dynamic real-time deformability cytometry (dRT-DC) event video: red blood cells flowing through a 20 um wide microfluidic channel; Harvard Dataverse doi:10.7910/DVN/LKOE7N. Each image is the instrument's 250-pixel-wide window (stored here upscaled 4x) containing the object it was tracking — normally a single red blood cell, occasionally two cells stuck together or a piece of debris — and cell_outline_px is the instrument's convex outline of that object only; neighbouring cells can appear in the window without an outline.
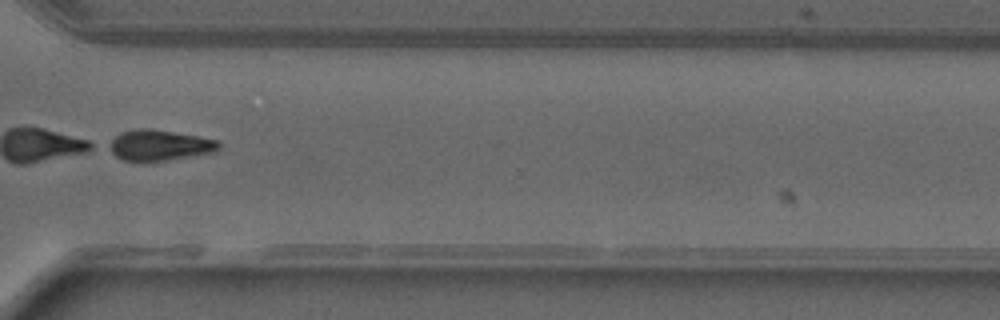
{"species": "common noctule bat (a hibernating species)", "species_latin": "Nyctalus noctula", "temperature_condition": "warm", "stored_images_in_passage": 28, "camera_frame_rate_fps": 3000, "um_per_image_px": 0.085, "animal": {"sex": "male", "forearm_length_mm": 52.5}, "frame": {"image": 1, "passage_image": 19, "time_ms": 6.0, "image_size_px": [1000, 320], "cell_outline_px": [[220, 148], [212, 152], [168, 160], [124, 160], [116, 156], [104, 148], [104, 144], [120, 132], [136, 128], [148, 128], [220, 140]], "centroid_in_image_um": [13.46, 12.33], "position_along_channel_um": 357.1, "area_um2": 19.65}}